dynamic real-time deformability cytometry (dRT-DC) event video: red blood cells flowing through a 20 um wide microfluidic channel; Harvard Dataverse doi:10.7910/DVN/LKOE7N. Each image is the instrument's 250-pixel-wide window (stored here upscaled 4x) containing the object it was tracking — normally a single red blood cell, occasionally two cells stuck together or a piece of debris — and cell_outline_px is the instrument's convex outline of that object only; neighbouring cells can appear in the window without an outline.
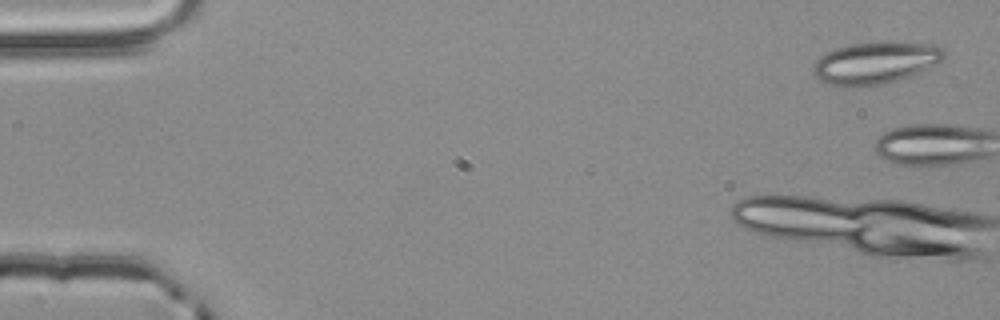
{"species": "common noctule bat (a hibernating species)", "species_latin": "Nyctalus noctula", "temperature_condition": "room temperature", "stored_images_in_passage": 3, "camera_frame_rate_fps": 3000, "um_per_image_px": 0.085, "animal": {"sex": "male", "body_mass_g": 20.4}, "frame": {"image": 1, "passage_image": 1, "time_ms": 0.0, "image_size_px": [1000, 320], "cell_outline_px": [[944, 56], [936, 64], [912, 76], [884, 84], [856, 88], [844, 88], [820, 80], [812, 72], [812, 68], [816, 60], [820, 56], [836, 48], [852, 44], [876, 40], [936, 44], [944, 48]], "centroid_in_image_um": [74.41, 5.34], "position_along_channel_um": 10.6, "area_um2": 32.77}}